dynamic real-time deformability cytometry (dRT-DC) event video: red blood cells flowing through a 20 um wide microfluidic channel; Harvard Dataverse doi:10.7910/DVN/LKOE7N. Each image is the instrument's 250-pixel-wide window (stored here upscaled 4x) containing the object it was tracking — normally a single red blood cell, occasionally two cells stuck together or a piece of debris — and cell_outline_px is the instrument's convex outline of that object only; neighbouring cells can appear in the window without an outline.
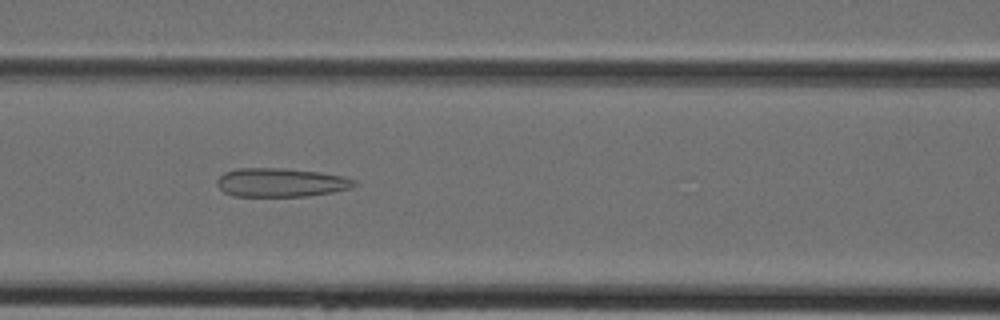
{"species": "Egyptian fruit bat (a non-hibernating species)", "species_latin": "Rousettus aegyptiacus", "temperature_condition": "cold", "stored_images_in_passage": 44, "camera_frame_rate_fps": 3000, "um_per_image_px": 0.085, "animal": {"sex": "female"}, "frame": {"image": 1, "passage_image": 19, "time_ms": 6.0, "image_size_px": [1000, 320], "cell_outline_px": [[356, 184], [352, 188], [332, 192], [308, 196], [232, 196], [224, 192], [216, 184], [216, 180], [224, 172], [236, 168], [280, 168], [320, 172], [344, 176], [356, 180]], "centroid_in_image_um": [23.87, 15.51], "position_along_channel_um": 142.7, "area_um2": 23.12}}
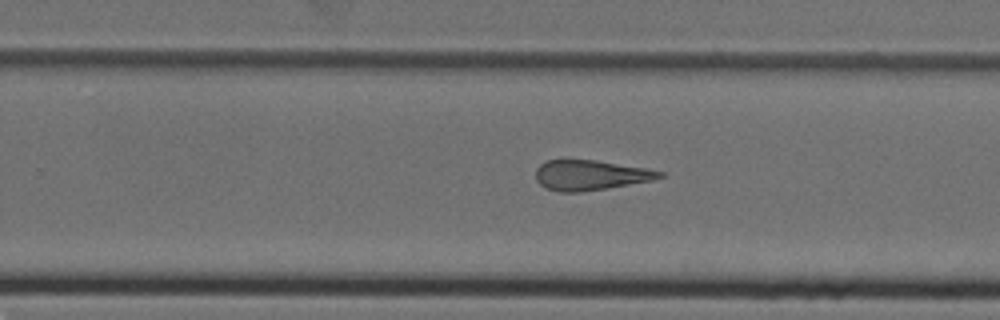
{"frame": {"image": 2, "passage_image": 28, "time_ms": 9.0, "image_size_px": [1000, 320], "cell_outline_px": [[664, 176], [652, 180], [608, 188], [580, 192], [560, 192], [544, 188], [536, 180], [536, 168], [540, 164], [548, 160], [596, 160], [644, 168], [664, 172]], "centroid_in_image_um": [50.15, 14.89], "position_along_channel_um": 279.7, "area_um2": 21.62}}
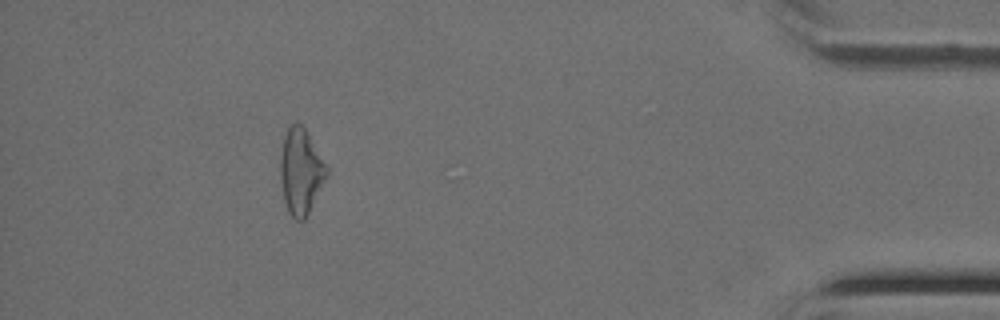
{"frame": {"image": 3, "passage_image": 40, "time_ms": 13.0, "image_size_px": [1000, 320], "cell_outline_px": [[328, 172], [304, 220], [296, 220], [288, 212], [284, 200], [280, 180], [280, 156], [284, 136], [288, 128], [296, 120], [304, 128], [328, 168]], "centroid_in_image_um": [25.53, 14.56], "position_along_channel_um": 409.7, "area_um2": 22.6}}